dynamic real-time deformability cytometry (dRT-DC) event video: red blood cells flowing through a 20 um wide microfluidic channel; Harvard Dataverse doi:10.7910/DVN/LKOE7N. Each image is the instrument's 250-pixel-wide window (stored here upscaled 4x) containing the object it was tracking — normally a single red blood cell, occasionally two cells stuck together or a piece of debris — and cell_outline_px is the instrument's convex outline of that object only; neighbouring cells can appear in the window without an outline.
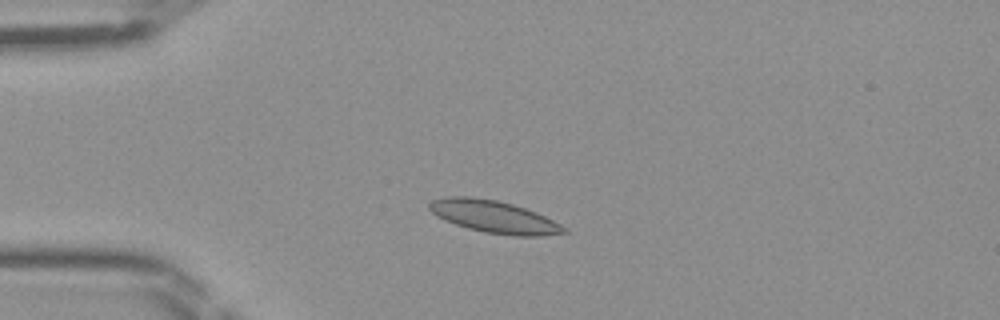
{"species": "Egyptian fruit bat (a non-hibernating species)", "species_latin": "Rousettus aegyptiacus", "temperature_condition": "room temperature", "stored_images_in_passage": 44, "camera_frame_rate_fps": 3000, "um_per_image_px": 0.085, "frame": {"image": 1, "passage_image": 9, "time_ms": 2.667, "image_size_px": [1000, 320], "cell_outline_px": [[568, 232], [544, 236], [516, 236], [484, 232], [468, 228], [444, 220], [436, 216], [428, 208], [428, 204], [432, 200], [448, 196], [472, 196], [496, 200], [512, 204], [536, 212], [568, 228]], "centroid_in_image_um": [41.98, 18.42], "position_along_channel_um": 43.0, "area_um2": 25.37}}
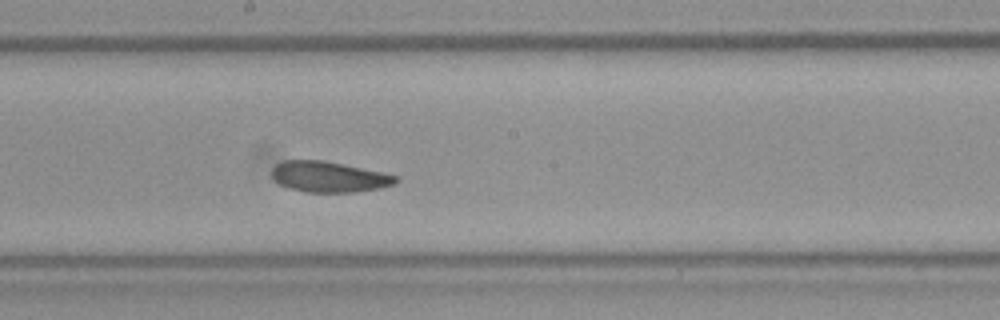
{"frame": {"image": 2, "passage_image": 23, "time_ms": 7.333, "image_size_px": [1000, 320], "cell_outline_px": [[400, 180], [392, 184], [380, 188], [352, 192], [304, 192], [288, 188], [280, 184], [272, 176], [272, 168], [276, 164], [284, 160], [324, 160], [384, 172], [396, 176]], "centroid_in_image_um": [27.95, 15.02], "position_along_channel_um": 220.2, "area_um2": 22.2}}
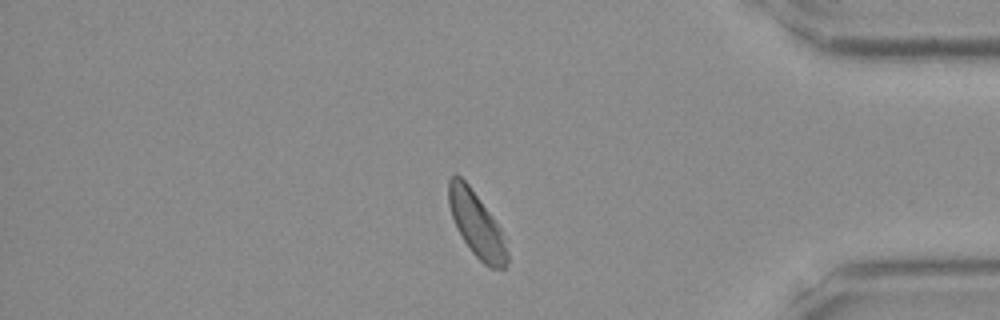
{"frame": {"image": 3, "passage_image": 37, "time_ms": 12.0, "image_size_px": [1000, 320], "cell_outline_px": [[508, 264], [504, 268], [492, 268], [484, 264], [472, 252], [464, 240], [452, 216], [448, 204], [448, 180], [456, 172], [468, 184], [492, 216], [500, 228], [508, 252]], "centroid_in_image_um": [40.5, 19.06], "position_along_channel_um": 394.7, "area_um2": 21.73}}